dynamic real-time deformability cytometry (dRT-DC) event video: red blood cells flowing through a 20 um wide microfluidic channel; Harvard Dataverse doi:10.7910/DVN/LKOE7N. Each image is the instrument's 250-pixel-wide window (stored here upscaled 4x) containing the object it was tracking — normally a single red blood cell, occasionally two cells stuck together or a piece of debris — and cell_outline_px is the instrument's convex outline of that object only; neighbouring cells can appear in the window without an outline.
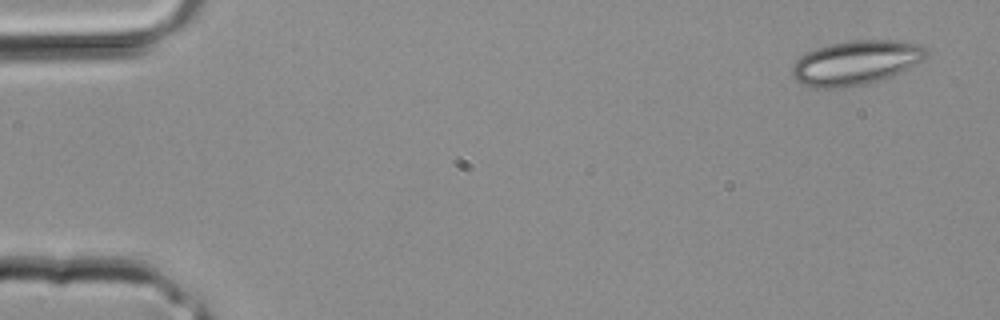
{"species": "common noctule bat (a hibernating species)", "species_latin": "Nyctalus noctula", "temperature_condition": "room temperature", "stored_images_in_passage": 4, "segment_of_instrument_passage": [2, 2], "camera_frame_rate_fps": 3000, "um_per_image_px": 0.085, "animal": {"sex": "male", "body_mass_g": 20.4}, "frame": {"image": 1, "passage_image": 4, "time_ms": 1.0, "image_size_px": [1000, 320], "cell_outline_px": [[928, 56], [924, 60], [900, 72], [880, 80], [868, 84], [840, 88], [808, 88], [800, 84], [792, 76], [792, 64], [800, 56], [816, 48], [828, 44], [848, 40], [900, 40], [916, 44], [928, 48]], "centroid_in_image_um": [72.73, 5.33], "position_along_channel_um": 12.3, "area_um2": 35.14}}